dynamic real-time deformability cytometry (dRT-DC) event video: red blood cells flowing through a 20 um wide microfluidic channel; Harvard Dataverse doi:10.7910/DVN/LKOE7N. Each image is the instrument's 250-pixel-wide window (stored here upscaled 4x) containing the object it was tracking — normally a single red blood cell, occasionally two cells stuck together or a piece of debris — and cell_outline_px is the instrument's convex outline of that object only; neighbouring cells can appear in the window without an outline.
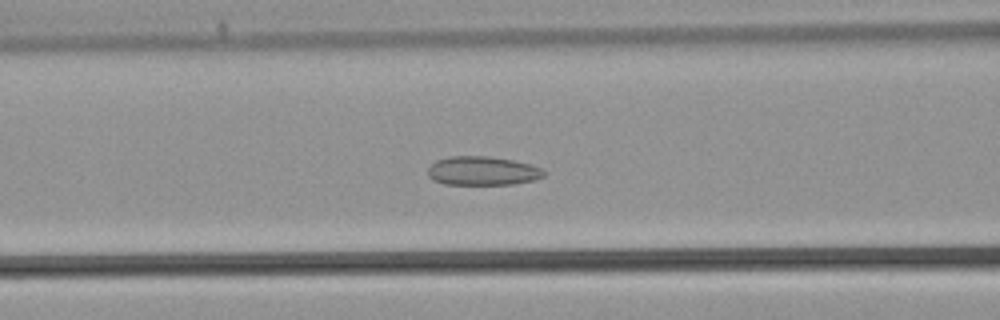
{"species": "common noctule bat (a hibernating species)", "species_latin": "Nyctalus noctula", "temperature_condition": "warm", "stored_images_in_passage": 35, "camera_frame_rate_fps": 3000, "um_per_image_px": 0.085, "animal": {"sex": "male", "body_mass_g": 21.5, "forearm_length_mm": 52.0}, "frame": {"image": 1, "passage_image": 11, "time_ms": 3.333, "image_size_px": [1000, 320], "cell_outline_px": [[548, 172], [544, 176], [536, 180], [512, 184], [444, 184], [432, 180], [428, 176], [428, 168], [436, 160], [448, 156], [488, 156], [512, 160], [532, 164]], "centroid_in_image_um": [41.03, 14.52], "position_along_channel_um": 125.6, "area_um2": 19.71}}
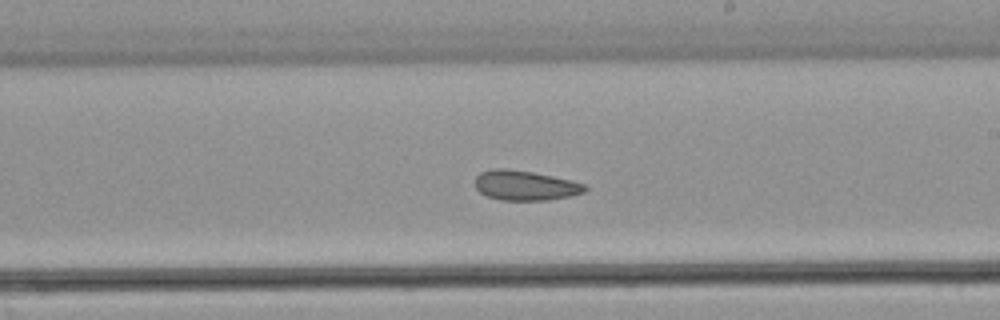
{"frame": {"image": 2, "passage_image": 18, "time_ms": 5.667, "image_size_px": [1000, 320], "cell_outline_px": [[588, 188], [584, 192], [572, 196], [548, 200], [500, 200], [488, 196], [480, 192], [476, 188], [476, 176], [480, 172], [492, 168], [508, 168], [532, 172], [572, 180], [584, 184]], "centroid_in_image_um": [44.65, 15.76], "position_along_channel_um": 244.4, "area_um2": 19.19}}
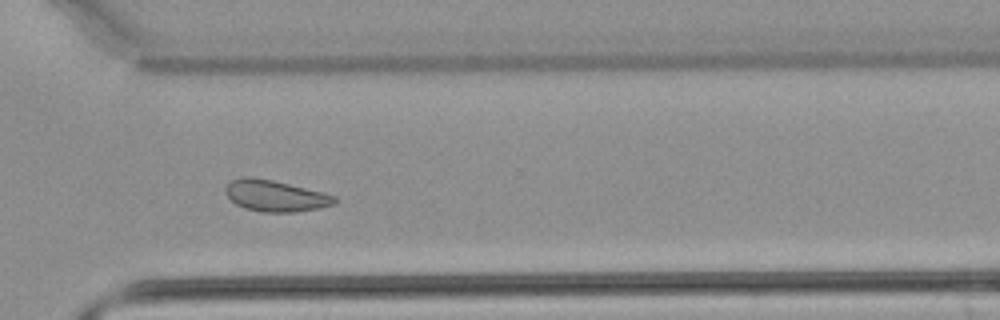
{"frame": {"image": 3, "passage_image": 24, "time_ms": 7.667, "image_size_px": [1000, 320], "cell_outline_px": [[340, 200], [336, 204], [320, 208], [296, 212], [264, 212], [244, 208], [236, 204], [224, 192], [224, 188], [232, 180], [244, 176], [248, 176], [272, 180], [324, 192], [336, 196]], "centroid_in_image_um": [23.45, 16.65], "position_along_channel_um": 347.1, "area_um2": 20.06}}